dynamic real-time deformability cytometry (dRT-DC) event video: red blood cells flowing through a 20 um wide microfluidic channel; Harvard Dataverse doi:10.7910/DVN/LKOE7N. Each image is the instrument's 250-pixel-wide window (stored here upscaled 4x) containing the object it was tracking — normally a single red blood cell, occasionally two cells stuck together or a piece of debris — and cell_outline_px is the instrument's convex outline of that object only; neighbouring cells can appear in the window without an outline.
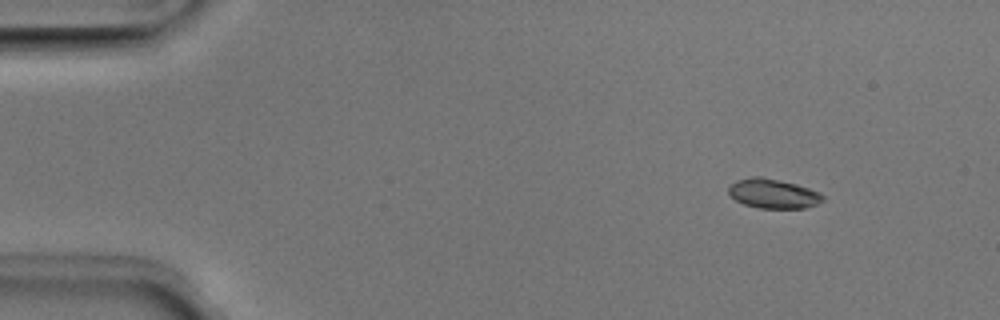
{"species": "Egyptian fruit bat (a non-hibernating species)", "species_latin": "Rousettus aegyptiacus", "temperature_condition": "room temperature", "stored_images_in_passage": 46, "camera_frame_rate_fps": 3000, "um_per_image_px": 0.085, "animal": {"sex": "male"}, "frame": {"image": 1, "passage_image": 1, "time_ms": 0.0, "image_size_px": [1000, 320], "cell_outline_px": [[824, 200], [816, 204], [804, 208], [760, 208], [744, 204], [736, 200], [728, 192], [728, 188], [736, 180], [752, 176], [760, 176], [796, 184], [820, 192], [824, 196]], "centroid_in_image_um": [65.72, 16.45], "position_along_channel_um": 19.3, "area_um2": 16.07}}
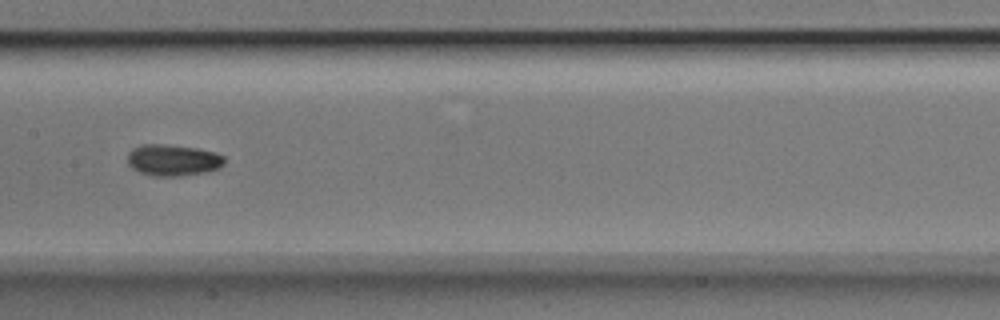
{"frame": {"image": 2, "passage_image": 21, "time_ms": 6.667, "image_size_px": [1000, 320], "cell_outline_px": [[224, 164], [220, 168], [204, 172], [180, 176], [152, 176], [140, 172], [132, 168], [128, 164], [128, 152], [132, 148], [140, 144], [168, 144], [196, 148], [216, 152], [224, 156]], "centroid_in_image_um": [14.69, 13.6], "position_along_channel_um": 192.7, "area_um2": 17.92}}
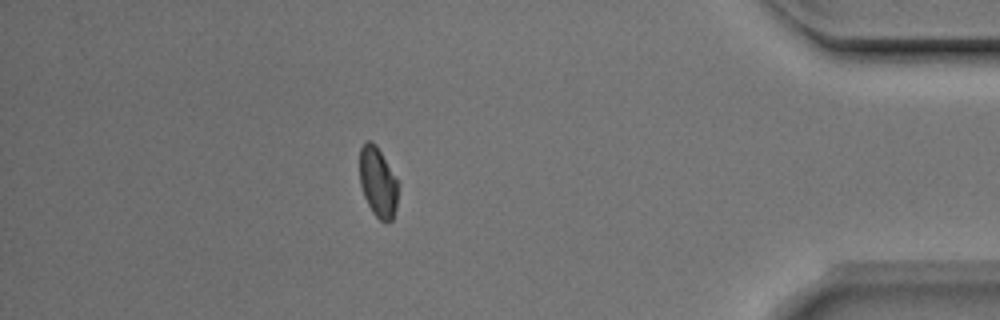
{"frame": {"image": 3, "passage_image": 40, "time_ms": 13.0, "image_size_px": [1000, 320], "cell_outline_px": [[400, 184], [396, 208], [392, 220], [380, 220], [372, 212], [364, 196], [360, 184], [360, 148], [368, 140], [380, 152]], "centroid_in_image_um": [32.14, 15.53], "position_along_channel_um": 403.1, "area_um2": 15.43}, "authors_computed_cell_mechanics": {"area_um2": 16.5886, "velocity_mm_per_s": 3.9829, "shape_relaxation_time_tau1_ms": 2.0114, "shape_relaxation_time_tau2_ms": 5.1789, "deformation_change_tau1": 0.0717, "deformation_change_tau2": 0.0765}}